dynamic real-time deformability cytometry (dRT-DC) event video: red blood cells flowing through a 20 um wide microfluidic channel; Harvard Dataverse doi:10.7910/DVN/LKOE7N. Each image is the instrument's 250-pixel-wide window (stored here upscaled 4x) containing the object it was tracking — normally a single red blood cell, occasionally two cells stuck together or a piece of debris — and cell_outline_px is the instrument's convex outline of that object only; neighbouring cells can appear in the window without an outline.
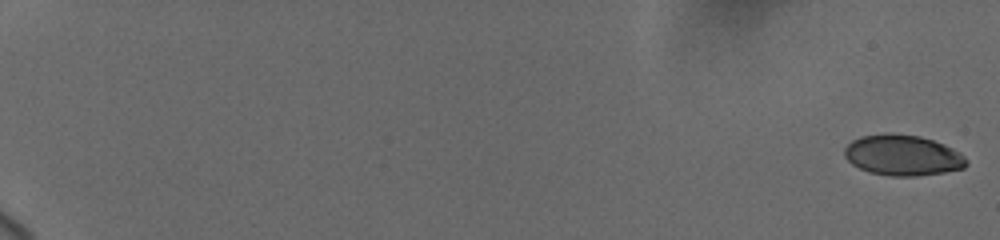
{"species": "human", "species_latin": "Homo sapiens", "temperature_condition": "cold", "stored_images_in_passage": 38, "camera_frame_rate_fps": 3000, "um_per_image_px": 0.085, "donor": {"sex": "female"}, "frame": {"image": 1, "passage_image": 1, "time_ms": 0.0, "image_size_px": [1000, 240], "cell_outline_px": [[968, 164], [964, 168], [944, 172], [916, 176], [888, 176], [868, 172], [852, 164], [844, 156], [844, 148], [852, 140], [860, 136], [884, 132], [892, 132], [920, 136], [944, 144], [960, 152], [968, 160]], "centroid_in_image_um": [76.72, 13.18], "position_along_channel_um": 8.3, "area_um2": 29.3}}
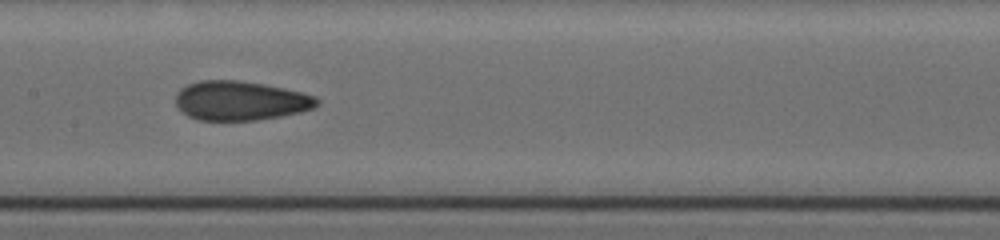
{"frame": {"image": 2, "passage_image": 17, "time_ms": 11.0, "image_size_px": [1000, 240], "cell_outline_px": [[320, 104], [316, 108], [300, 112], [280, 116], [256, 120], [196, 120], [188, 116], [176, 104], [176, 92], [180, 88], [188, 84], [200, 80], [240, 80], [264, 84], [284, 88], [316, 96], [320, 100]], "centroid_in_image_um": [20.46, 8.55], "position_along_channel_um": 186.9, "area_um2": 32.54}}
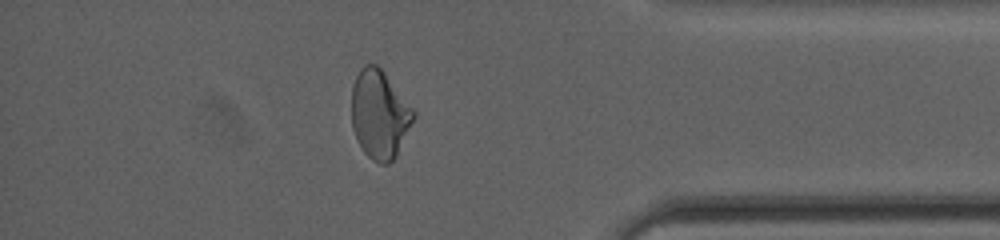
{"frame": {"image": 3, "passage_image": 33, "time_ms": 17.333, "image_size_px": [1000, 240], "cell_outline_px": [[416, 116], [396, 156], [388, 164], [380, 164], [372, 160], [364, 152], [352, 128], [352, 84], [360, 68], [364, 64], [376, 64], [384, 72], [416, 112]], "centroid_in_image_um": [32.26, 9.72], "position_along_channel_um": 402.9, "area_um2": 31.85}, "authors_computed_cell_mechanics": {"area_um2": 31.8767, "velocity_mm_per_s": 3.7099, "shape_relaxation_time_tau1_ms": null, "shape_relaxation_time_tau2_ms": 1.4807, "deformation_change_tau1": null, "deformation_change_tau2": 0.085}}